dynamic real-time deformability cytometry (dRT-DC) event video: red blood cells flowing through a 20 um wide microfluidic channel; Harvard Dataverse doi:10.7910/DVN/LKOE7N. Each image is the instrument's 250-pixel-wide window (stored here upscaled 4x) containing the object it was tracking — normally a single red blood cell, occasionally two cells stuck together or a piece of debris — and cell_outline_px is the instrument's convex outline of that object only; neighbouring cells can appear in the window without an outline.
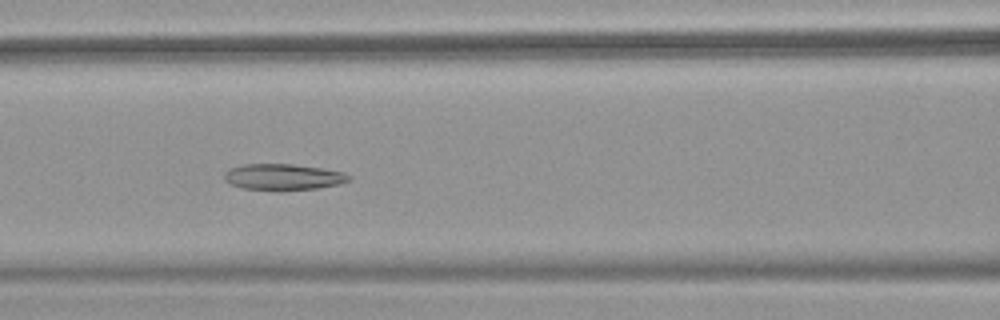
{"species": "common noctule bat (a hibernating species)", "species_latin": "Nyctalus noctula", "temperature_condition": "warm", "stored_images_in_passage": 49, "camera_frame_rate_fps": 3000, "um_per_image_px": 0.085, "animal": {"sex": "female", "body_mass_g": 18.4}, "frame": {"image": 1, "passage_image": 20, "time_ms": 6.333, "image_size_px": [1000, 320], "cell_outline_px": [[352, 180], [340, 184], [316, 188], [244, 188], [232, 184], [224, 180], [224, 172], [228, 168], [244, 164], [292, 164], [320, 168], [344, 172], [352, 176]], "centroid_in_image_um": [24.09, 15.0], "position_along_channel_um": 142.5, "area_um2": 18.38}}
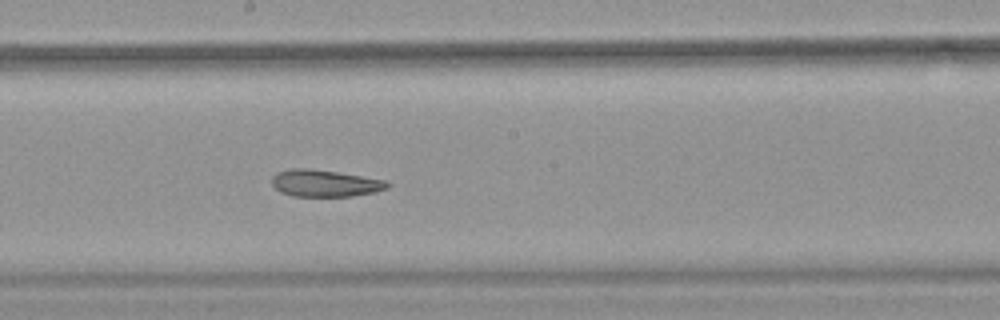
{"frame": {"image": 2, "passage_image": 26, "time_ms": 8.333, "image_size_px": [1000, 320], "cell_outline_px": [[388, 188], [376, 192], [352, 196], [292, 196], [280, 192], [272, 184], [272, 176], [276, 172], [292, 168], [308, 168], [336, 172], [384, 180], [388, 184]], "centroid_in_image_um": [27.57, 15.58], "position_along_channel_um": 220.6, "area_um2": 17.98}}
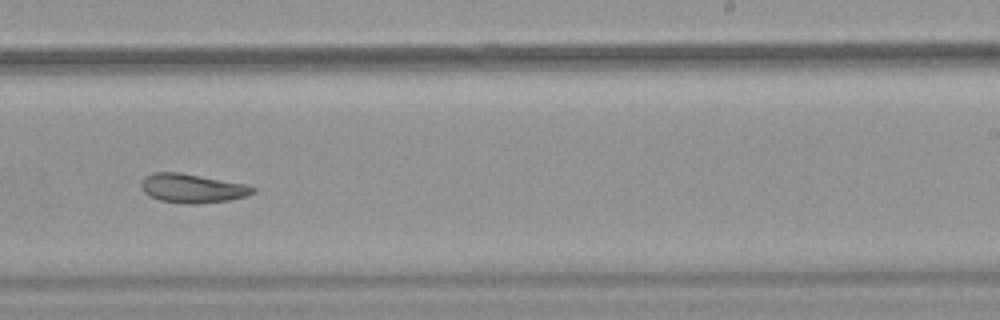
{"frame": {"image": 3, "passage_image": 30, "time_ms": 9.667, "image_size_px": [1000, 320], "cell_outline_px": [[256, 192], [244, 196], [228, 200], [196, 204], [188, 204], [160, 200], [148, 196], [144, 192], [140, 184], [144, 176], [152, 172], [180, 172], [248, 184], [256, 188]], "centroid_in_image_um": [16.33, 15.99], "position_along_channel_um": 272.7, "area_um2": 19.02}, "authors_computed_cell_mechanics": {"area_um2": 22.0218, "velocity_mm_per_s": 3.9252, "shape_relaxation_time_tau1_ms": null, "shape_relaxation_time_tau2_ms": 6.0179, "deformation_change_tau1": null, "deformation_change_tau2": 0.133}}